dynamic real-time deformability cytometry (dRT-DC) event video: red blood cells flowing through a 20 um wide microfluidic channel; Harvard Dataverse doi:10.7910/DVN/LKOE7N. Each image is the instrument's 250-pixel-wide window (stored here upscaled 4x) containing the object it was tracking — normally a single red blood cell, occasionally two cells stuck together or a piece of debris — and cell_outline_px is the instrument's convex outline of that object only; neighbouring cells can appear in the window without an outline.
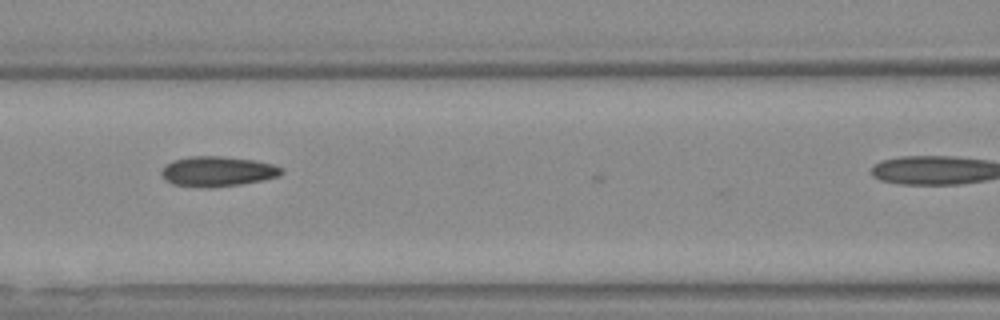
{"species": "Egyptian fruit bat (a non-hibernating species)", "species_latin": "Rousettus aegyptiacus", "temperature_condition": "warm", "stored_images_in_passage": 10, "camera_frame_rate_fps": 3000, "um_per_image_px": 0.085, "animal": {"sex": "female"}, "frame": {"image": 1, "passage_image": 5, "time_ms": 1.333, "image_size_px": [1000, 320], "cell_outline_px": [[284, 172], [280, 176], [264, 180], [240, 184], [212, 188], [204, 188], [172, 184], [164, 180], [160, 172], [164, 164], [172, 160], [188, 156], [224, 156], [256, 160], [276, 164], [284, 168]], "centroid_in_image_um": [18.5, 14.56], "position_along_channel_um": 148.1, "area_um2": 21.68}}
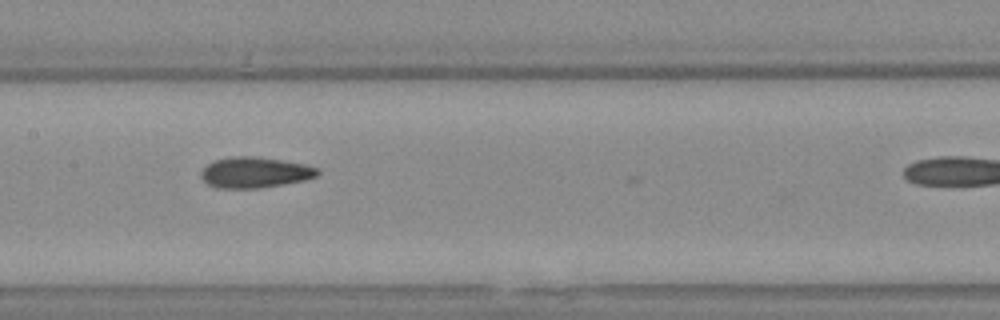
{"frame": {"image": 2, "passage_image": 8, "time_ms": 2.333, "image_size_px": [1000, 320], "cell_outline_px": [[320, 172], [316, 176], [304, 180], [284, 184], [260, 188], [216, 188], [208, 184], [200, 176], [200, 172], [208, 164], [216, 160], [236, 156], [260, 156], [304, 164], [320, 168]], "centroid_in_image_um": [21.68, 14.66], "position_along_channel_um": 185.7, "area_um2": 20.92}}